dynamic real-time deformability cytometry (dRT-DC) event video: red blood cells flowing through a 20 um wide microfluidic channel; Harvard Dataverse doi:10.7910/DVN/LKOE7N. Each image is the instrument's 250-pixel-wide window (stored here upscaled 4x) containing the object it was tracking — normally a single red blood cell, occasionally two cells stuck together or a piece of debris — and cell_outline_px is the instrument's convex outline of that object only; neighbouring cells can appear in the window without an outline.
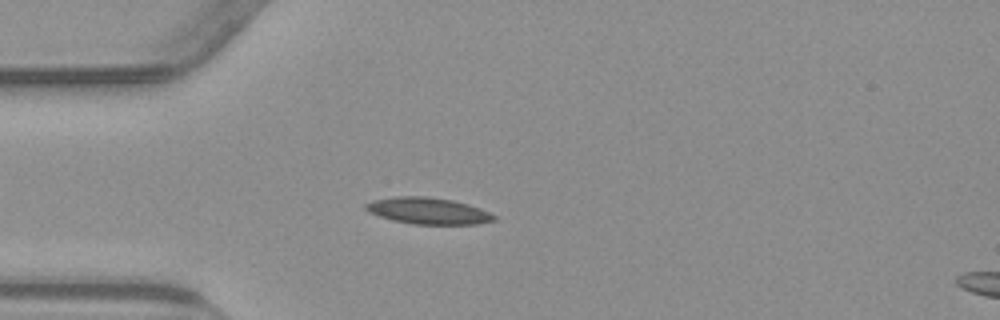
{"species": "common noctule bat (a hibernating species)", "species_latin": "Nyctalus noctula", "temperature_condition": "warm", "stored_images_in_passage": 42, "camera_frame_rate_fps": 3000, "um_per_image_px": 0.085, "animal": {"sex": "male", "body_mass_g": 23.1, "forearm_length_mm": 52.7}, "frame": {"image": 1, "passage_image": 9, "time_ms": 2.667, "image_size_px": [1000, 320], "cell_outline_px": [[496, 220], [476, 224], [412, 224], [392, 220], [368, 212], [364, 208], [364, 204], [372, 200], [396, 196], [428, 196], [452, 200], [468, 204], [480, 208], [496, 216]], "centroid_in_image_um": [36.36, 17.91], "position_along_channel_um": 48.6, "area_um2": 19.88}}
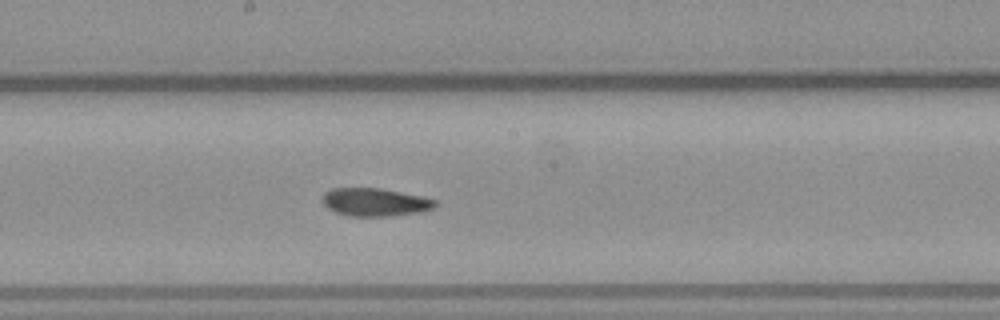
{"frame": {"image": 2, "passage_image": 23, "time_ms": 7.333, "image_size_px": [1000, 320], "cell_outline_px": [[436, 204], [432, 208], [420, 212], [388, 216], [352, 216], [336, 212], [328, 208], [324, 204], [324, 192], [332, 188], [380, 188], [420, 196], [436, 200]], "centroid_in_image_um": [31.86, 17.18], "position_along_channel_um": 216.3, "area_um2": 18.09}}
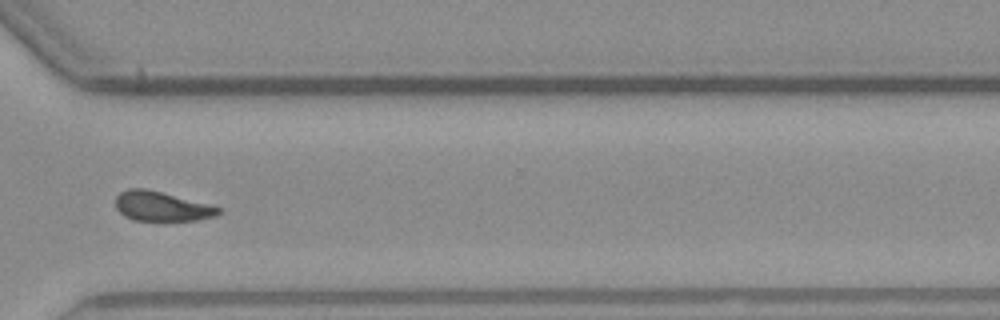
{"frame": {"image": 3, "passage_image": 34, "time_ms": 11.0, "image_size_px": [1000, 320], "cell_outline_px": [[220, 212], [216, 216], [200, 220], [132, 220], [124, 216], [116, 208], [116, 196], [120, 192], [128, 188], [144, 188], [160, 192], [220, 208]], "centroid_in_image_um": [13.68, 17.55], "position_along_channel_um": 356.9, "area_um2": 17.34}}